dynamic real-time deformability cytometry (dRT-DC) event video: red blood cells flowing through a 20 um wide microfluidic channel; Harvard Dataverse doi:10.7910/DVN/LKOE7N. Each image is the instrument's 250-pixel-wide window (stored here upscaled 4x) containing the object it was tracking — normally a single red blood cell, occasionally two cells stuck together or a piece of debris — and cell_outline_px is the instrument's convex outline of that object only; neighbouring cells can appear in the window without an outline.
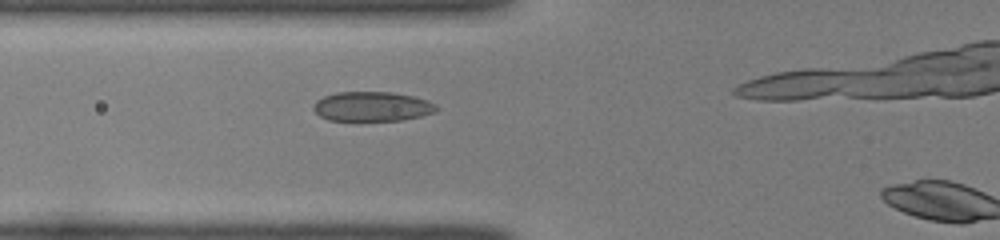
{"species": "common noctule bat (a hibernating species)", "species_latin": "Nyctalus noctula", "temperature_condition": "room temperature", "stored_images_in_passage": 10, "camera_frame_rate_fps": 3000, "um_per_image_px": 0.085, "animal": {"sex": "female", "body_mass_g": 22.0, "forearm_length_mm": 56.7}, "frame": {"image": 1, "passage_image": 9, "time_ms": 2.667, "image_size_px": [1000, 240], "cell_outline_px": [[440, 108], [436, 112], [404, 120], [328, 120], [320, 116], [312, 108], [312, 104], [316, 100], [324, 96], [336, 92], [392, 92], [412, 96], [428, 100], [436, 104]], "centroid_in_image_um": [31.64, 9.04], "position_along_channel_um": 94.2, "area_um2": 21.33}}